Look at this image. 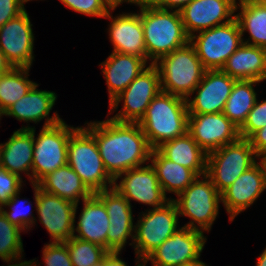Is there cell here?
<instances>
[{
  "instance_id": "cell-1",
  "label": "cell",
  "mask_w": 266,
  "mask_h": 266,
  "mask_svg": "<svg viewBox=\"0 0 266 266\" xmlns=\"http://www.w3.org/2000/svg\"><path fill=\"white\" fill-rule=\"evenodd\" d=\"M105 120L85 121L93 134L108 174L115 179L119 174L149 163L152 148L138 123Z\"/></svg>"
},
{
  "instance_id": "cell-2",
  "label": "cell",
  "mask_w": 266,
  "mask_h": 266,
  "mask_svg": "<svg viewBox=\"0 0 266 266\" xmlns=\"http://www.w3.org/2000/svg\"><path fill=\"white\" fill-rule=\"evenodd\" d=\"M187 100L160 91L138 122L152 149L162 143L184 136L188 129Z\"/></svg>"
},
{
  "instance_id": "cell-3",
  "label": "cell",
  "mask_w": 266,
  "mask_h": 266,
  "mask_svg": "<svg viewBox=\"0 0 266 266\" xmlns=\"http://www.w3.org/2000/svg\"><path fill=\"white\" fill-rule=\"evenodd\" d=\"M141 22L147 60L154 64L160 57L189 43L180 11L141 4Z\"/></svg>"
},
{
  "instance_id": "cell-4",
  "label": "cell",
  "mask_w": 266,
  "mask_h": 266,
  "mask_svg": "<svg viewBox=\"0 0 266 266\" xmlns=\"http://www.w3.org/2000/svg\"><path fill=\"white\" fill-rule=\"evenodd\" d=\"M67 164L93 194L113 187L114 179L104 167L95 138L83 125L69 137Z\"/></svg>"
},
{
  "instance_id": "cell-5",
  "label": "cell",
  "mask_w": 266,
  "mask_h": 266,
  "mask_svg": "<svg viewBox=\"0 0 266 266\" xmlns=\"http://www.w3.org/2000/svg\"><path fill=\"white\" fill-rule=\"evenodd\" d=\"M179 217L190 220L183 226L209 233L219 217L221 194L210 178L198 176L182 193L173 197Z\"/></svg>"
},
{
  "instance_id": "cell-6",
  "label": "cell",
  "mask_w": 266,
  "mask_h": 266,
  "mask_svg": "<svg viewBox=\"0 0 266 266\" xmlns=\"http://www.w3.org/2000/svg\"><path fill=\"white\" fill-rule=\"evenodd\" d=\"M154 65L159 71L161 91L184 99L192 94L205 72L190 43L160 57Z\"/></svg>"
},
{
  "instance_id": "cell-7",
  "label": "cell",
  "mask_w": 266,
  "mask_h": 266,
  "mask_svg": "<svg viewBox=\"0 0 266 266\" xmlns=\"http://www.w3.org/2000/svg\"><path fill=\"white\" fill-rule=\"evenodd\" d=\"M160 91L159 71L154 64H150L122 93L108 103L107 116L117 122L138 123Z\"/></svg>"
},
{
  "instance_id": "cell-8",
  "label": "cell",
  "mask_w": 266,
  "mask_h": 266,
  "mask_svg": "<svg viewBox=\"0 0 266 266\" xmlns=\"http://www.w3.org/2000/svg\"><path fill=\"white\" fill-rule=\"evenodd\" d=\"M132 248L144 260L152 251L180 228L179 213L173 200L165 205L138 213Z\"/></svg>"
},
{
  "instance_id": "cell-9",
  "label": "cell",
  "mask_w": 266,
  "mask_h": 266,
  "mask_svg": "<svg viewBox=\"0 0 266 266\" xmlns=\"http://www.w3.org/2000/svg\"><path fill=\"white\" fill-rule=\"evenodd\" d=\"M62 120L59 124L34 128L32 184H37L47 174L67 164L68 141L78 127Z\"/></svg>"
},
{
  "instance_id": "cell-10",
  "label": "cell",
  "mask_w": 266,
  "mask_h": 266,
  "mask_svg": "<svg viewBox=\"0 0 266 266\" xmlns=\"http://www.w3.org/2000/svg\"><path fill=\"white\" fill-rule=\"evenodd\" d=\"M256 162L257 154L249 140L239 138L207 154L206 175L221 194Z\"/></svg>"
},
{
  "instance_id": "cell-11",
  "label": "cell",
  "mask_w": 266,
  "mask_h": 266,
  "mask_svg": "<svg viewBox=\"0 0 266 266\" xmlns=\"http://www.w3.org/2000/svg\"><path fill=\"white\" fill-rule=\"evenodd\" d=\"M189 43L194 47L205 70H221L228 58L240 47V25L234 20L195 33Z\"/></svg>"
},
{
  "instance_id": "cell-12",
  "label": "cell",
  "mask_w": 266,
  "mask_h": 266,
  "mask_svg": "<svg viewBox=\"0 0 266 266\" xmlns=\"http://www.w3.org/2000/svg\"><path fill=\"white\" fill-rule=\"evenodd\" d=\"M205 235L182 224L143 260L144 266L148 262L151 266H177L190 261H202L201 255L207 242Z\"/></svg>"
},
{
  "instance_id": "cell-13",
  "label": "cell",
  "mask_w": 266,
  "mask_h": 266,
  "mask_svg": "<svg viewBox=\"0 0 266 266\" xmlns=\"http://www.w3.org/2000/svg\"><path fill=\"white\" fill-rule=\"evenodd\" d=\"M119 181V182H118ZM113 187L131 204L139 203L147 209L165 205L170 199L165 195L156 172L150 163L129 169L114 179Z\"/></svg>"
},
{
  "instance_id": "cell-14",
  "label": "cell",
  "mask_w": 266,
  "mask_h": 266,
  "mask_svg": "<svg viewBox=\"0 0 266 266\" xmlns=\"http://www.w3.org/2000/svg\"><path fill=\"white\" fill-rule=\"evenodd\" d=\"M95 195L104 203L109 217L107 251L123 252L127 243L132 247L136 218L129 201L114 187L99 191Z\"/></svg>"
},
{
  "instance_id": "cell-15",
  "label": "cell",
  "mask_w": 266,
  "mask_h": 266,
  "mask_svg": "<svg viewBox=\"0 0 266 266\" xmlns=\"http://www.w3.org/2000/svg\"><path fill=\"white\" fill-rule=\"evenodd\" d=\"M135 7H138L139 10L121 11L122 13L119 11V14L115 13L114 15V11L119 8V5H115L104 18L109 20L106 33L109 36V42L113 46L112 52L147 59L144 30L141 22V4Z\"/></svg>"
},
{
  "instance_id": "cell-16",
  "label": "cell",
  "mask_w": 266,
  "mask_h": 266,
  "mask_svg": "<svg viewBox=\"0 0 266 266\" xmlns=\"http://www.w3.org/2000/svg\"><path fill=\"white\" fill-rule=\"evenodd\" d=\"M28 11L0 27V49L15 68H32L35 61V34Z\"/></svg>"
},
{
  "instance_id": "cell-17",
  "label": "cell",
  "mask_w": 266,
  "mask_h": 266,
  "mask_svg": "<svg viewBox=\"0 0 266 266\" xmlns=\"http://www.w3.org/2000/svg\"><path fill=\"white\" fill-rule=\"evenodd\" d=\"M37 211L31 230L42 224L50 236L49 242H67L73 237L76 204L50 194L37 186Z\"/></svg>"
},
{
  "instance_id": "cell-18",
  "label": "cell",
  "mask_w": 266,
  "mask_h": 266,
  "mask_svg": "<svg viewBox=\"0 0 266 266\" xmlns=\"http://www.w3.org/2000/svg\"><path fill=\"white\" fill-rule=\"evenodd\" d=\"M39 86L40 84L36 83L27 94L11 105L3 113V118L12 117L19 122L26 123L19 128L26 130L34 129L43 120L42 127H50L64 120L57 110L51 114L58 94L55 91L38 89ZM30 123L36 124V126L30 125Z\"/></svg>"
},
{
  "instance_id": "cell-19",
  "label": "cell",
  "mask_w": 266,
  "mask_h": 266,
  "mask_svg": "<svg viewBox=\"0 0 266 266\" xmlns=\"http://www.w3.org/2000/svg\"><path fill=\"white\" fill-rule=\"evenodd\" d=\"M236 79L222 70H205L201 82L186 99L189 114L223 112Z\"/></svg>"
},
{
  "instance_id": "cell-20",
  "label": "cell",
  "mask_w": 266,
  "mask_h": 266,
  "mask_svg": "<svg viewBox=\"0 0 266 266\" xmlns=\"http://www.w3.org/2000/svg\"><path fill=\"white\" fill-rule=\"evenodd\" d=\"M187 132L207 154L240 138L239 128L223 112L189 114Z\"/></svg>"
},
{
  "instance_id": "cell-21",
  "label": "cell",
  "mask_w": 266,
  "mask_h": 266,
  "mask_svg": "<svg viewBox=\"0 0 266 266\" xmlns=\"http://www.w3.org/2000/svg\"><path fill=\"white\" fill-rule=\"evenodd\" d=\"M265 191L264 176L256 163L221 193V205L229 216V223L253 206Z\"/></svg>"
},
{
  "instance_id": "cell-22",
  "label": "cell",
  "mask_w": 266,
  "mask_h": 266,
  "mask_svg": "<svg viewBox=\"0 0 266 266\" xmlns=\"http://www.w3.org/2000/svg\"><path fill=\"white\" fill-rule=\"evenodd\" d=\"M238 0H193L180 10L189 37L235 19Z\"/></svg>"
},
{
  "instance_id": "cell-23",
  "label": "cell",
  "mask_w": 266,
  "mask_h": 266,
  "mask_svg": "<svg viewBox=\"0 0 266 266\" xmlns=\"http://www.w3.org/2000/svg\"><path fill=\"white\" fill-rule=\"evenodd\" d=\"M80 204L82 208L78 213ZM109 225L106 207L95 194L76 204L73 237L97 244L107 250Z\"/></svg>"
},
{
  "instance_id": "cell-24",
  "label": "cell",
  "mask_w": 266,
  "mask_h": 266,
  "mask_svg": "<svg viewBox=\"0 0 266 266\" xmlns=\"http://www.w3.org/2000/svg\"><path fill=\"white\" fill-rule=\"evenodd\" d=\"M151 63L147 59L111 52L108 57L99 63L101 73L106 81L108 102L122 93L129 84Z\"/></svg>"
},
{
  "instance_id": "cell-25",
  "label": "cell",
  "mask_w": 266,
  "mask_h": 266,
  "mask_svg": "<svg viewBox=\"0 0 266 266\" xmlns=\"http://www.w3.org/2000/svg\"><path fill=\"white\" fill-rule=\"evenodd\" d=\"M6 141L0 143V167L32 184L34 129L14 130Z\"/></svg>"
},
{
  "instance_id": "cell-26",
  "label": "cell",
  "mask_w": 266,
  "mask_h": 266,
  "mask_svg": "<svg viewBox=\"0 0 266 266\" xmlns=\"http://www.w3.org/2000/svg\"><path fill=\"white\" fill-rule=\"evenodd\" d=\"M236 80L266 81V49L242 43L221 69Z\"/></svg>"
},
{
  "instance_id": "cell-27",
  "label": "cell",
  "mask_w": 266,
  "mask_h": 266,
  "mask_svg": "<svg viewBox=\"0 0 266 266\" xmlns=\"http://www.w3.org/2000/svg\"><path fill=\"white\" fill-rule=\"evenodd\" d=\"M37 186L45 192L74 204H79L93 195L68 164L47 174L37 183Z\"/></svg>"
},
{
  "instance_id": "cell-28",
  "label": "cell",
  "mask_w": 266,
  "mask_h": 266,
  "mask_svg": "<svg viewBox=\"0 0 266 266\" xmlns=\"http://www.w3.org/2000/svg\"><path fill=\"white\" fill-rule=\"evenodd\" d=\"M165 158L191 169L197 176L206 174L207 153L187 132L156 148Z\"/></svg>"
},
{
  "instance_id": "cell-29",
  "label": "cell",
  "mask_w": 266,
  "mask_h": 266,
  "mask_svg": "<svg viewBox=\"0 0 266 266\" xmlns=\"http://www.w3.org/2000/svg\"><path fill=\"white\" fill-rule=\"evenodd\" d=\"M235 18L242 42L266 49V7L258 0H238Z\"/></svg>"
},
{
  "instance_id": "cell-30",
  "label": "cell",
  "mask_w": 266,
  "mask_h": 266,
  "mask_svg": "<svg viewBox=\"0 0 266 266\" xmlns=\"http://www.w3.org/2000/svg\"><path fill=\"white\" fill-rule=\"evenodd\" d=\"M149 163L170 200H173V197L169 194L177 197L198 177L191 169L165 158L157 149H152Z\"/></svg>"
},
{
  "instance_id": "cell-31",
  "label": "cell",
  "mask_w": 266,
  "mask_h": 266,
  "mask_svg": "<svg viewBox=\"0 0 266 266\" xmlns=\"http://www.w3.org/2000/svg\"><path fill=\"white\" fill-rule=\"evenodd\" d=\"M263 82L255 80H236L229 95L223 114L239 129L247 120L248 114L258 98L257 86ZM257 90V91H256Z\"/></svg>"
},
{
  "instance_id": "cell-32",
  "label": "cell",
  "mask_w": 266,
  "mask_h": 266,
  "mask_svg": "<svg viewBox=\"0 0 266 266\" xmlns=\"http://www.w3.org/2000/svg\"><path fill=\"white\" fill-rule=\"evenodd\" d=\"M24 231L11 224L0 210V259L5 266H26L22 235ZM4 266V265H2Z\"/></svg>"
},
{
  "instance_id": "cell-33",
  "label": "cell",
  "mask_w": 266,
  "mask_h": 266,
  "mask_svg": "<svg viewBox=\"0 0 266 266\" xmlns=\"http://www.w3.org/2000/svg\"><path fill=\"white\" fill-rule=\"evenodd\" d=\"M30 71L31 68L14 67L0 76V112L2 114L37 83L29 78Z\"/></svg>"
},
{
  "instance_id": "cell-34",
  "label": "cell",
  "mask_w": 266,
  "mask_h": 266,
  "mask_svg": "<svg viewBox=\"0 0 266 266\" xmlns=\"http://www.w3.org/2000/svg\"><path fill=\"white\" fill-rule=\"evenodd\" d=\"M33 190V202L28 198L22 197V189L19 190L11 199L8 200L0 210L5 215L6 219L13 225L22 229L24 233H28L35 224V215L37 209V184H30ZM23 199V200H22ZM35 204V205H34ZM34 205V206H33ZM35 209V210H33Z\"/></svg>"
},
{
  "instance_id": "cell-35",
  "label": "cell",
  "mask_w": 266,
  "mask_h": 266,
  "mask_svg": "<svg viewBox=\"0 0 266 266\" xmlns=\"http://www.w3.org/2000/svg\"><path fill=\"white\" fill-rule=\"evenodd\" d=\"M65 243L67 244L73 266H94L108 253L105 248L97 244L75 237Z\"/></svg>"
},
{
  "instance_id": "cell-36",
  "label": "cell",
  "mask_w": 266,
  "mask_h": 266,
  "mask_svg": "<svg viewBox=\"0 0 266 266\" xmlns=\"http://www.w3.org/2000/svg\"><path fill=\"white\" fill-rule=\"evenodd\" d=\"M42 250L41 258L43 263L39 262L37 258H34L28 260L26 266H42L43 264L44 266H73L65 242L44 243Z\"/></svg>"
},
{
  "instance_id": "cell-37",
  "label": "cell",
  "mask_w": 266,
  "mask_h": 266,
  "mask_svg": "<svg viewBox=\"0 0 266 266\" xmlns=\"http://www.w3.org/2000/svg\"><path fill=\"white\" fill-rule=\"evenodd\" d=\"M62 5L78 14L94 18H105L115 6L111 0H59Z\"/></svg>"
},
{
  "instance_id": "cell-38",
  "label": "cell",
  "mask_w": 266,
  "mask_h": 266,
  "mask_svg": "<svg viewBox=\"0 0 266 266\" xmlns=\"http://www.w3.org/2000/svg\"><path fill=\"white\" fill-rule=\"evenodd\" d=\"M258 98L247 120L239 129L240 138L248 139L254 132L266 126V98L261 100L259 96Z\"/></svg>"
},
{
  "instance_id": "cell-39",
  "label": "cell",
  "mask_w": 266,
  "mask_h": 266,
  "mask_svg": "<svg viewBox=\"0 0 266 266\" xmlns=\"http://www.w3.org/2000/svg\"><path fill=\"white\" fill-rule=\"evenodd\" d=\"M26 181V179L23 180L18 175L0 167V207L23 189Z\"/></svg>"
},
{
  "instance_id": "cell-40",
  "label": "cell",
  "mask_w": 266,
  "mask_h": 266,
  "mask_svg": "<svg viewBox=\"0 0 266 266\" xmlns=\"http://www.w3.org/2000/svg\"><path fill=\"white\" fill-rule=\"evenodd\" d=\"M25 9L21 0H0V27L20 15Z\"/></svg>"
},
{
  "instance_id": "cell-41",
  "label": "cell",
  "mask_w": 266,
  "mask_h": 266,
  "mask_svg": "<svg viewBox=\"0 0 266 266\" xmlns=\"http://www.w3.org/2000/svg\"><path fill=\"white\" fill-rule=\"evenodd\" d=\"M192 1L193 0H154L151 4L160 9L180 11Z\"/></svg>"
},
{
  "instance_id": "cell-42",
  "label": "cell",
  "mask_w": 266,
  "mask_h": 266,
  "mask_svg": "<svg viewBox=\"0 0 266 266\" xmlns=\"http://www.w3.org/2000/svg\"><path fill=\"white\" fill-rule=\"evenodd\" d=\"M248 140L256 154L266 150V126L254 132Z\"/></svg>"
},
{
  "instance_id": "cell-43",
  "label": "cell",
  "mask_w": 266,
  "mask_h": 266,
  "mask_svg": "<svg viewBox=\"0 0 266 266\" xmlns=\"http://www.w3.org/2000/svg\"><path fill=\"white\" fill-rule=\"evenodd\" d=\"M123 252H108V266H129L128 263L122 258ZM135 266H144L143 260L135 256Z\"/></svg>"
},
{
  "instance_id": "cell-44",
  "label": "cell",
  "mask_w": 266,
  "mask_h": 266,
  "mask_svg": "<svg viewBox=\"0 0 266 266\" xmlns=\"http://www.w3.org/2000/svg\"><path fill=\"white\" fill-rule=\"evenodd\" d=\"M14 67L11 63L7 60L6 56L4 55L3 51L0 49V76L8 73Z\"/></svg>"
},
{
  "instance_id": "cell-45",
  "label": "cell",
  "mask_w": 266,
  "mask_h": 266,
  "mask_svg": "<svg viewBox=\"0 0 266 266\" xmlns=\"http://www.w3.org/2000/svg\"><path fill=\"white\" fill-rule=\"evenodd\" d=\"M256 163L260 166L262 174L264 176L265 183H266V150L257 153Z\"/></svg>"
},
{
  "instance_id": "cell-46",
  "label": "cell",
  "mask_w": 266,
  "mask_h": 266,
  "mask_svg": "<svg viewBox=\"0 0 266 266\" xmlns=\"http://www.w3.org/2000/svg\"><path fill=\"white\" fill-rule=\"evenodd\" d=\"M255 266H266V246L257 257Z\"/></svg>"
},
{
  "instance_id": "cell-47",
  "label": "cell",
  "mask_w": 266,
  "mask_h": 266,
  "mask_svg": "<svg viewBox=\"0 0 266 266\" xmlns=\"http://www.w3.org/2000/svg\"><path fill=\"white\" fill-rule=\"evenodd\" d=\"M177 266H210V265L206 264L203 261H190V262L183 263Z\"/></svg>"
},
{
  "instance_id": "cell-48",
  "label": "cell",
  "mask_w": 266,
  "mask_h": 266,
  "mask_svg": "<svg viewBox=\"0 0 266 266\" xmlns=\"http://www.w3.org/2000/svg\"><path fill=\"white\" fill-rule=\"evenodd\" d=\"M154 0H128V5L136 6L140 4H151Z\"/></svg>"
},
{
  "instance_id": "cell-49",
  "label": "cell",
  "mask_w": 266,
  "mask_h": 266,
  "mask_svg": "<svg viewBox=\"0 0 266 266\" xmlns=\"http://www.w3.org/2000/svg\"><path fill=\"white\" fill-rule=\"evenodd\" d=\"M94 266H108V253L105 255V257L102 260H100Z\"/></svg>"
},
{
  "instance_id": "cell-50",
  "label": "cell",
  "mask_w": 266,
  "mask_h": 266,
  "mask_svg": "<svg viewBox=\"0 0 266 266\" xmlns=\"http://www.w3.org/2000/svg\"><path fill=\"white\" fill-rule=\"evenodd\" d=\"M115 5H119L120 6V8H121V6H124V5H122L123 3L126 5H128V0H111Z\"/></svg>"
},
{
  "instance_id": "cell-51",
  "label": "cell",
  "mask_w": 266,
  "mask_h": 266,
  "mask_svg": "<svg viewBox=\"0 0 266 266\" xmlns=\"http://www.w3.org/2000/svg\"><path fill=\"white\" fill-rule=\"evenodd\" d=\"M31 1H38V0H21V2H22V5L26 8V3H28V2H31ZM39 1H45V0H39Z\"/></svg>"
},
{
  "instance_id": "cell-52",
  "label": "cell",
  "mask_w": 266,
  "mask_h": 266,
  "mask_svg": "<svg viewBox=\"0 0 266 266\" xmlns=\"http://www.w3.org/2000/svg\"><path fill=\"white\" fill-rule=\"evenodd\" d=\"M258 1L261 2L266 7V0H258Z\"/></svg>"
},
{
  "instance_id": "cell-53",
  "label": "cell",
  "mask_w": 266,
  "mask_h": 266,
  "mask_svg": "<svg viewBox=\"0 0 266 266\" xmlns=\"http://www.w3.org/2000/svg\"><path fill=\"white\" fill-rule=\"evenodd\" d=\"M2 118H3V114L0 112V122H1ZM0 124H1V123H0ZM0 127H1V126H0Z\"/></svg>"
}]
</instances>
